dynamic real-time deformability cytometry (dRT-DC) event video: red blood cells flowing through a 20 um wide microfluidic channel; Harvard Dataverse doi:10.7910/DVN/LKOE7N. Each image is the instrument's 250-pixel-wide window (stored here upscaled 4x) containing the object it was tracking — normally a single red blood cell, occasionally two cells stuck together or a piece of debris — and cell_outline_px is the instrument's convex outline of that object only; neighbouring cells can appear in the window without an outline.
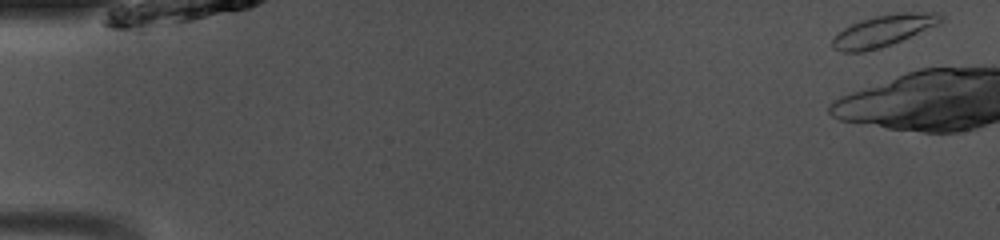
{"species": "common noctule bat (a hibernating species)", "species_latin": "Nyctalus noctula", "temperature_condition": "room temperature", "stored_images_in_passage": 8, "camera_frame_rate_fps": 3000, "um_per_image_px": 0.085, "animal": {"sex": "male", "body_mass_g": 13.0, "forearm_length_mm": 53.1}, "frame": {"image": 1, "passage_image": 1, "time_ms": 0.0, "image_size_px": [1000, 240], "cell_outline_px": [[944, 20], [940, 24], [892, 44], [880, 48], [864, 52], [840, 52], [832, 48], [832, 40], [844, 28], [860, 20], [876, 16], [896, 12], [940, 12], [944, 16]], "centroid_in_image_um": [75.15, 2.6], "position_along_channel_um": 9.9, "area_um2": 20.06}}